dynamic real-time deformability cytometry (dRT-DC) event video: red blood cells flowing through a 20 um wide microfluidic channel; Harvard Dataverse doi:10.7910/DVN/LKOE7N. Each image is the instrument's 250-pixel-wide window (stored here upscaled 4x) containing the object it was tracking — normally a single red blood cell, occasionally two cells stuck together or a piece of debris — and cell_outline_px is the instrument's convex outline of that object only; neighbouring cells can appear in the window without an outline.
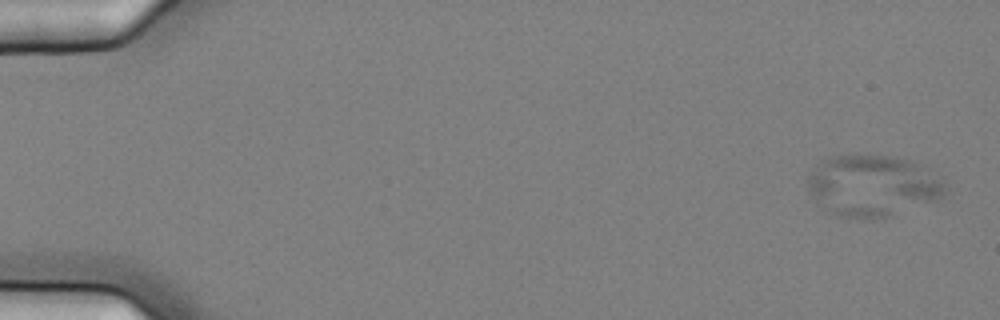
{"species": "common noctule bat (a hibernating species)", "species_latin": "Nyctalus noctula", "temperature_condition": "cold", "stored_images_in_passage": 6, "camera_frame_rate_fps": 3000, "um_per_image_px": 0.085, "animal": {"sex": "female", "body_mass_g": 25.1}, "frame": {"image": 1, "passage_image": 2, "time_ms": 0.333, "image_size_px": [1000, 320], "cell_outline_px": [[948, 188], [940, 200], [888, 216], [872, 220], [860, 220], [836, 216], [816, 204], [808, 188], [808, 176], [820, 160], [832, 156], [896, 156], [920, 164], [944, 176]], "centroid_in_image_um": [74.22, 15.81], "position_along_channel_um": 10.8, "area_um2": 50.23}}
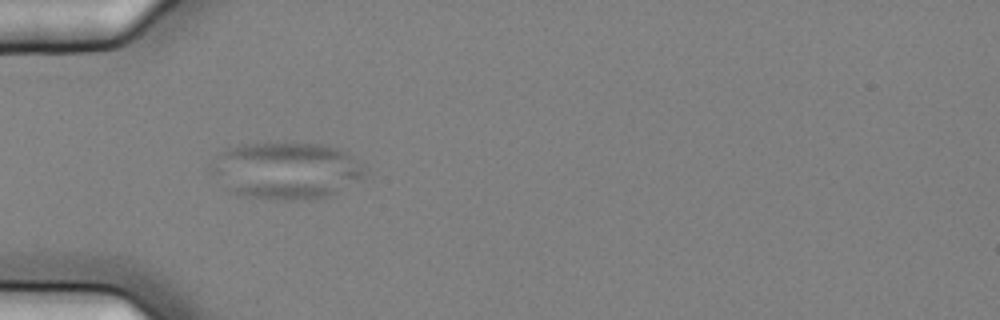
{"frame": {"image": 2, "passage_image": 6, "time_ms": 1.667, "image_size_px": [1000, 320], "cell_outline_px": [[364, 176], [360, 180], [332, 196], [320, 200], [284, 200], [244, 196], [232, 192], [208, 168], [208, 164], [216, 156], [228, 148], [244, 144], [292, 140], [324, 144], [348, 152], [364, 164]], "centroid_in_image_um": [24.38, 14.46], "position_along_channel_um": 60.6, "area_um2": 52.31}}